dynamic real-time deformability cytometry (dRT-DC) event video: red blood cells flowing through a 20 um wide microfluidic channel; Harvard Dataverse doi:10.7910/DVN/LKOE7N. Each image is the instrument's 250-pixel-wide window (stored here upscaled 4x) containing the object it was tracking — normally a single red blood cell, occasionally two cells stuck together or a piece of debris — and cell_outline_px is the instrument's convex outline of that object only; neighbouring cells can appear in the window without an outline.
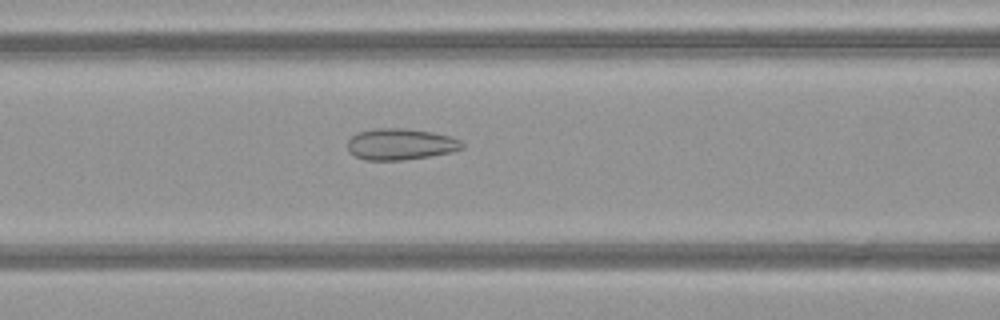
{"species": "common noctule bat (a hibernating species)", "species_latin": "Nyctalus noctula", "temperature_condition": "warm", "stored_images_in_passage": 34, "camera_frame_rate_fps": 3000, "um_per_image_px": 0.085, "animal": {"sex": "female", "body_mass_g": 21.9}, "frame": {"image": 1, "passage_image": 5, "time_ms": 1.333, "image_size_px": [1000, 320], "cell_outline_px": [[464, 148], [452, 152], [404, 160], [364, 160], [348, 152], [348, 140], [352, 136], [360, 132], [376, 128], [404, 128], [432, 132], [448, 136], [460, 140], [464, 144]], "centroid_in_image_um": [34.04, 12.26], "position_along_channel_um": 132.6, "area_um2": 20.87}}
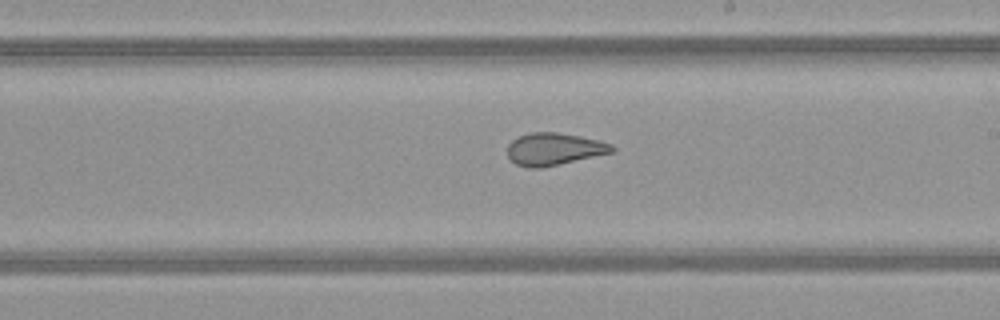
{"frame": {"image": 2, "passage_image": 13, "time_ms": 4.0, "image_size_px": [1000, 320], "cell_outline_px": [[616, 148], [612, 152], [540, 168], [528, 168], [516, 164], [508, 156], [508, 144], [512, 140], [520, 136], [532, 132], [556, 132], [580, 136], [600, 140], [612, 144]], "centroid_in_image_um": [47.09, 12.66], "position_along_channel_um": 241.9, "area_um2": 19.48}}
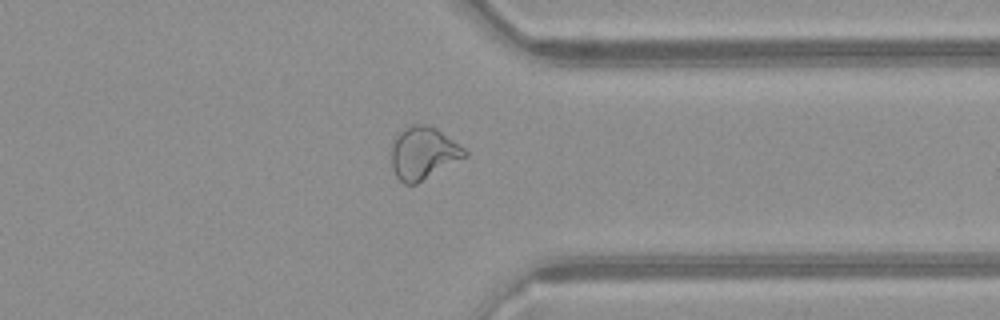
{"frame": {"image": 3, "passage_image": 23, "time_ms": 7.333, "image_size_px": [1000, 320], "cell_outline_px": [[468, 156], [416, 184], [404, 184], [396, 176], [392, 168], [392, 144], [400, 128], [412, 124], [428, 124], [436, 128], [464, 148], [468, 152]], "centroid_in_image_um": [35.97, 13.0], "position_along_channel_um": 375.4, "area_um2": 22.54}}